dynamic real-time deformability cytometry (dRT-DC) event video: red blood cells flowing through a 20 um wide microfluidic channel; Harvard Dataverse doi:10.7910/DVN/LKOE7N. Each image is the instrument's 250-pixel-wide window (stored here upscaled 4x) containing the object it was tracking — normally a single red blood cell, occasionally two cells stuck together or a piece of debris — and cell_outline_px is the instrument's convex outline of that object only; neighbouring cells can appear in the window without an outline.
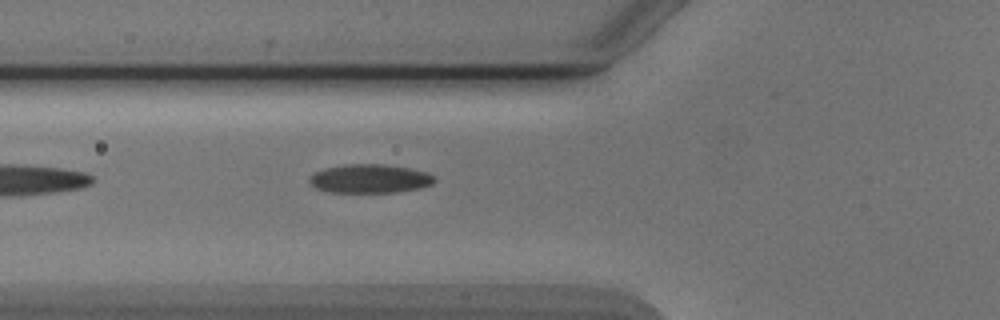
{"species": "Egyptian fruit bat (a non-hibernating species)", "species_latin": "Rousettus aegyptiacus", "temperature_condition": "cold", "stored_images_in_passage": 6, "camera_frame_rate_fps": 3000, "um_per_image_px": 0.085, "animal": {"sex": "male"}, "frame": {"image": 1, "passage_image": 6, "time_ms": 6.0, "image_size_px": [1000, 320], "cell_outline_px": [[436, 180], [432, 184], [420, 188], [392, 192], [328, 192], [316, 188], [308, 180], [316, 172], [328, 168], [344, 164], [384, 164], [412, 168], [428, 172], [436, 176]], "centroid_in_image_um": [31.5, 15.18], "position_along_channel_um": 94.3, "area_um2": 20.92}}